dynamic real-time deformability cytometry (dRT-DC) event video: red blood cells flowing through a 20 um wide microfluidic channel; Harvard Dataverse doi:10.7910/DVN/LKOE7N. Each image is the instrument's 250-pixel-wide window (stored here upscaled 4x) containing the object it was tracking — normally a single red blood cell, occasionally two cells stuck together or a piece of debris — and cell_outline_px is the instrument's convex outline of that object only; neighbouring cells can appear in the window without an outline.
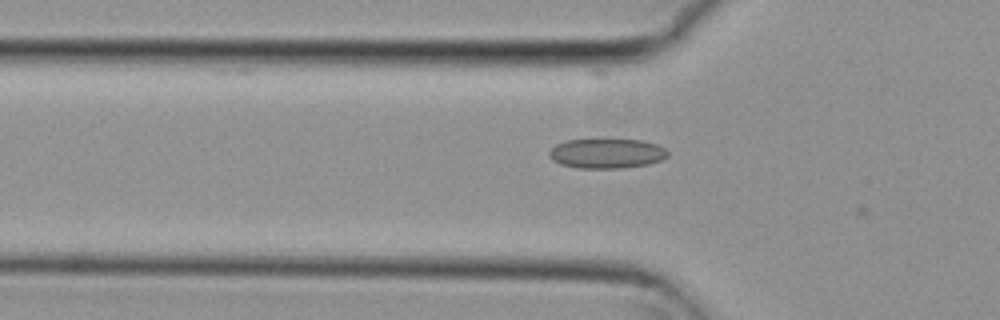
{"species": "common noctule bat (a hibernating species)", "species_latin": "Nyctalus noctula", "temperature_condition": "cold", "stored_images_in_passage": 38, "camera_frame_rate_fps": 3000, "um_per_image_px": 0.085, "animal": {"sex": "female", "body_mass_g": 29.2, "forearm_length_mm": 56.3}, "frame": {"image": 1, "passage_image": 2, "time_ms": 0.333, "image_size_px": [1000, 320], "cell_outline_px": [[668, 156], [660, 160], [648, 164], [624, 168], [576, 168], [560, 164], [552, 160], [548, 156], [548, 152], [556, 144], [568, 140], [640, 140], [656, 144], [664, 148], [668, 152]], "centroid_in_image_um": [51.54, 13.05], "position_along_channel_um": 74.3, "area_um2": 20.46}}
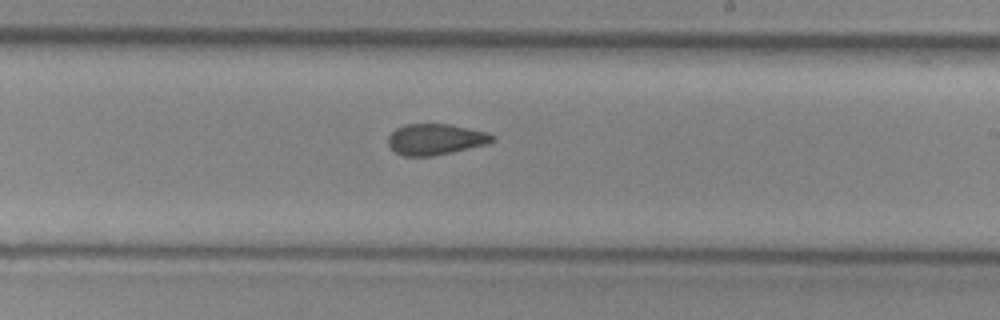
{"frame": {"image": 2, "passage_image": 16, "time_ms": 5.0, "image_size_px": [1000, 320], "cell_outline_px": [[496, 140], [488, 144], [452, 152], [432, 156], [404, 156], [396, 152], [388, 144], [388, 136], [396, 128], [404, 124], [448, 124], [488, 132], [496, 136]], "centroid_in_image_um": [37.05, 11.84], "position_along_channel_um": 252.0, "area_um2": 18.9}}
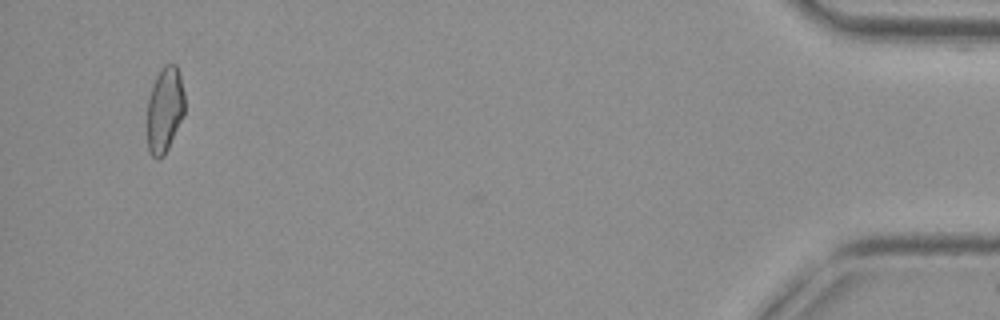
{"frame": {"image": 3, "passage_image": 36, "time_ms": 11.667, "image_size_px": [1000, 320], "cell_outline_px": [[184, 116], [164, 156], [152, 156], [148, 148], [148, 100], [156, 76], [160, 68], [164, 64], [176, 64], [180, 76], [184, 92]], "centroid_in_image_um": [14.02, 9.29], "position_along_channel_um": 421.2, "area_um2": 18.5}, "authors_computed_cell_mechanics": {"area_um2": 19.363, "velocity_mm_per_s": 3.7971, "shape_relaxation_time_tau1_ms": null, "shape_relaxation_time_tau2_ms": 2.5169, "deformation_change_tau1": null, "deformation_change_tau2": 0.0816}}